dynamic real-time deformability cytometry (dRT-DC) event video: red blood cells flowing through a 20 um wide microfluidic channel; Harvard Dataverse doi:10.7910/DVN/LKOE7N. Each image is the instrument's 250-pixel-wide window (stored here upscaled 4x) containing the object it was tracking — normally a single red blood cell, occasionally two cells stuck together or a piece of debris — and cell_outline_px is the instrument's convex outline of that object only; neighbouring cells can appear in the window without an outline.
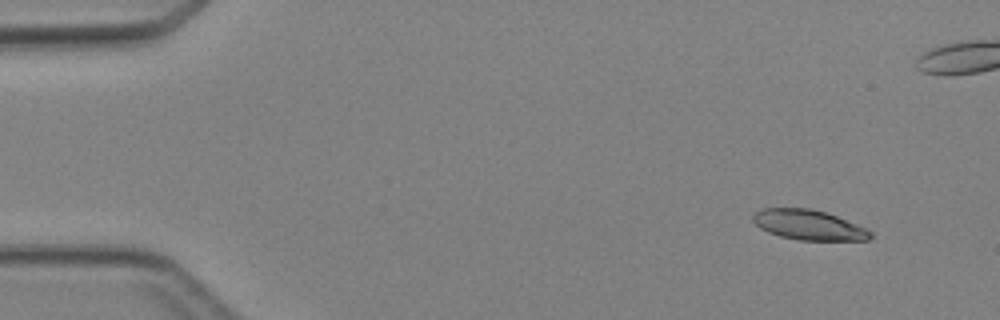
{"species": "Egyptian fruit bat (a non-hibernating species)", "species_latin": "Rousettus aegyptiacus", "temperature_condition": "cold", "stored_images_in_passage": 5, "camera_frame_rate_fps": 3000, "um_per_image_px": 0.085, "animal": {"sex": "female"}, "frame": {"image": 1, "passage_image": 1, "time_ms": 0.0, "image_size_px": [1000, 320], "cell_outline_px": [[872, 236], [868, 240], [800, 240], [780, 236], [768, 232], [760, 228], [752, 220], [752, 216], [760, 208], [808, 208], [824, 212], [836, 216], [856, 224], [872, 232]], "centroid_in_image_um": [68.7, 19.12], "position_along_channel_um": 16.3, "area_um2": 20.35}}
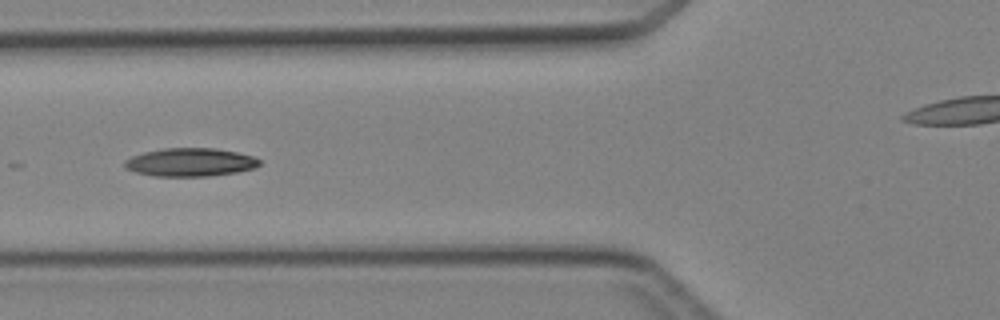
{"frame": {"image": 2, "passage_image": 5, "time_ms": 4.667, "image_size_px": [1000, 320], "cell_outline_px": [[260, 164], [256, 168], [236, 172], [208, 176], [156, 176], [136, 172], [124, 168], [124, 160], [132, 156], [144, 152], [164, 148], [216, 148], [236, 152], [252, 156], [260, 160]], "centroid_in_image_um": [16.16, 13.79], "position_along_channel_um": 109.6, "area_um2": 22.2}}